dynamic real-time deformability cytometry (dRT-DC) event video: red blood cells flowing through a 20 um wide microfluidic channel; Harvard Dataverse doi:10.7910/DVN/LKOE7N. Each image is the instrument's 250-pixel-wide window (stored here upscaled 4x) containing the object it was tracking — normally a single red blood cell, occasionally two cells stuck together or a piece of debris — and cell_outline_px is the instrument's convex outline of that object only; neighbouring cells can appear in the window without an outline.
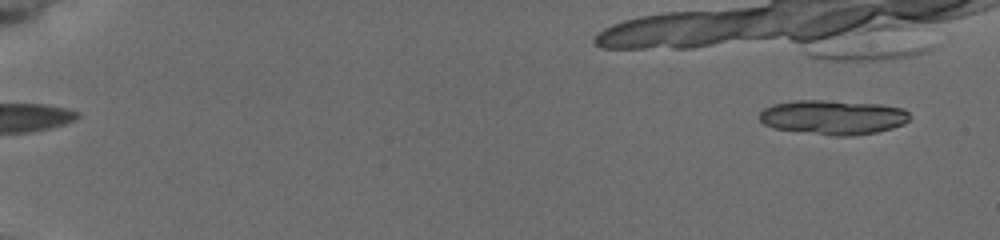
{"species": "common noctule bat (a hibernating species)", "species_latin": "Nyctalus noctula", "temperature_condition": "cold", "stored_images_in_passage": 7, "camera_frame_rate_fps": 3000, "um_per_image_px": 0.085, "animal": {"sex": "female", "body_mass_g": 19.5, "forearm_length_mm": 54.1}, "frame": {"image": 1, "passage_image": 2, "time_ms": 1.0, "image_size_px": [1000, 240], "cell_outline_px": [[912, 116], [904, 124], [892, 128], [876, 132], [852, 136], [836, 136], [772, 128], [764, 124], [760, 120], [760, 112], [764, 108], [772, 104], [796, 100], [820, 100], [880, 104], [904, 108]], "centroid_in_image_um": [70.82, 9.96], "position_along_channel_um": 14.2, "area_um2": 30.29}}